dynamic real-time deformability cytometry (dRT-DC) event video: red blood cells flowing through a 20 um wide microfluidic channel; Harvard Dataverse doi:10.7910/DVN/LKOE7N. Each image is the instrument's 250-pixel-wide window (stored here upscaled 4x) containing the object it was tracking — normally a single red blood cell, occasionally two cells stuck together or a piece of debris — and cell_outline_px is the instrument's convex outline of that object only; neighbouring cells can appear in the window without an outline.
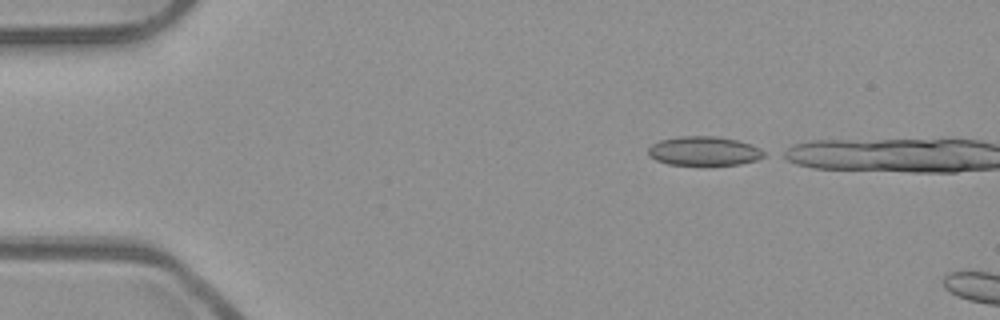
{"species": "common noctule bat (a hibernating species)", "species_latin": "Nyctalus noctula", "temperature_condition": "room temperature", "stored_images_in_passage": 3, "camera_frame_rate_fps": 3000, "um_per_image_px": 0.085, "animal": {"sex": "male", "body_mass_g": 23.1, "forearm_length_mm": 52.7}, "frame": {"image": 1, "passage_image": 1, "time_ms": 0.0, "image_size_px": [1000, 320], "cell_outline_px": [[768, 152], [764, 156], [756, 160], [740, 164], [668, 164], [656, 160], [648, 156], [648, 148], [652, 144], [660, 140], [680, 136], [720, 136], [736, 140], [760, 148]], "centroid_in_image_um": [59.84, 12.82], "position_along_channel_um": 25.2, "area_um2": 19.54}}